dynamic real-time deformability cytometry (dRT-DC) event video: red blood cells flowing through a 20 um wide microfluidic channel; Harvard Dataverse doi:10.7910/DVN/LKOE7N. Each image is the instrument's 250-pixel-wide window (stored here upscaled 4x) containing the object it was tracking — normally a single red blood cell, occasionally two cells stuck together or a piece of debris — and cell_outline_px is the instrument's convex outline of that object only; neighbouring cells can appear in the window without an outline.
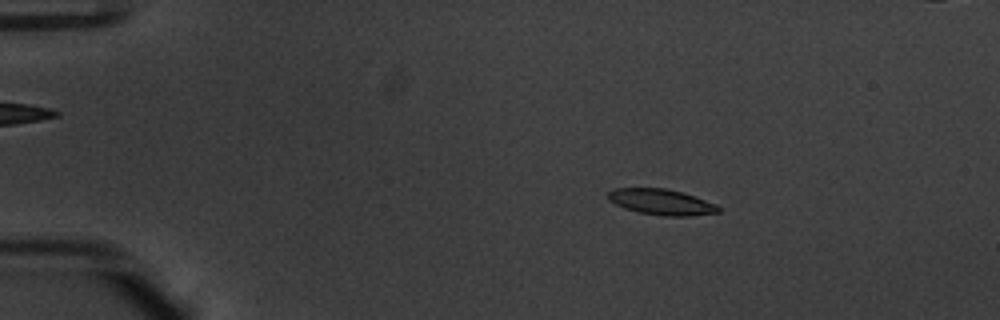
{"species": "common noctule bat (a hibernating species)", "species_latin": "Nyctalus noctula", "temperature_condition": "warm", "stored_images_in_passage": 55, "segment_of_instrument_passage": [1, 2], "camera_frame_rate_fps": 3000, "um_per_image_px": 0.085, "animal": {"sex": "male", "body_mass_g": 20.1, "forearm_length_mm": 53.5}, "frame": {"image": 1, "passage_image": 10, "time_ms": 3.0, "image_size_px": [1000, 320], "cell_outline_px": [[720, 212], [688, 216], [664, 216], [636, 212], [624, 208], [608, 200], [608, 192], [612, 188], [664, 188], [680, 192], [716, 204], [720, 208]], "centroid_in_image_um": [56.17, 17.17], "position_along_channel_um": 28.8, "area_um2": 16.47}}
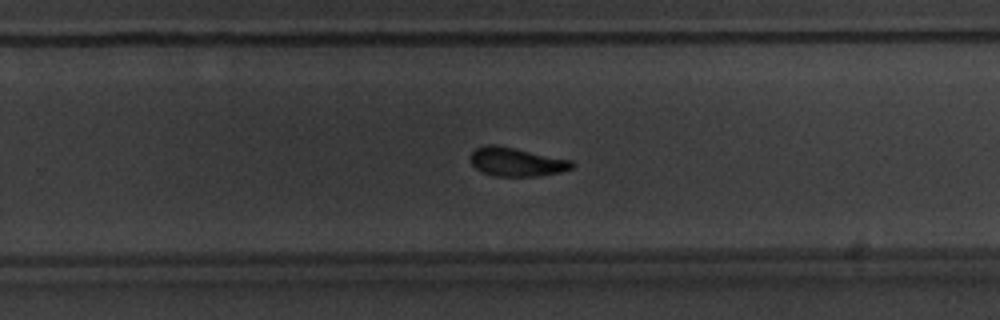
{"frame": {"image": 2, "passage_image": 36, "time_ms": 11.667, "image_size_px": [1000, 320], "cell_outline_px": [[576, 164], [572, 168], [560, 172], [536, 176], [496, 176], [480, 172], [472, 164], [472, 152], [476, 148], [484, 144], [496, 144], [572, 160]], "centroid_in_image_um": [43.91, 13.75], "position_along_channel_um": 285.9, "area_um2": 16.99}}
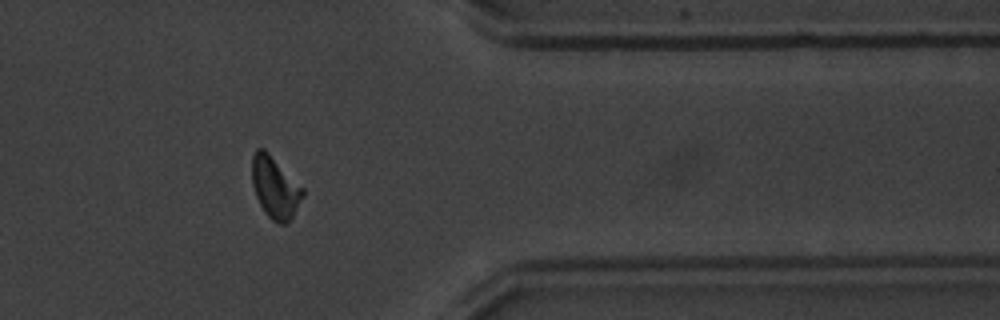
{"frame": {"image": 3, "passage_image": 45, "time_ms": 14.667, "image_size_px": [1000, 320], "cell_outline_px": [[304, 196], [292, 216], [284, 224], [280, 224], [272, 220], [264, 212], [256, 196], [252, 184], [252, 156], [256, 148], [264, 148], [304, 188]], "centroid_in_image_um": [23.37, 15.92], "position_along_channel_um": 388.0, "area_um2": 18.15}}